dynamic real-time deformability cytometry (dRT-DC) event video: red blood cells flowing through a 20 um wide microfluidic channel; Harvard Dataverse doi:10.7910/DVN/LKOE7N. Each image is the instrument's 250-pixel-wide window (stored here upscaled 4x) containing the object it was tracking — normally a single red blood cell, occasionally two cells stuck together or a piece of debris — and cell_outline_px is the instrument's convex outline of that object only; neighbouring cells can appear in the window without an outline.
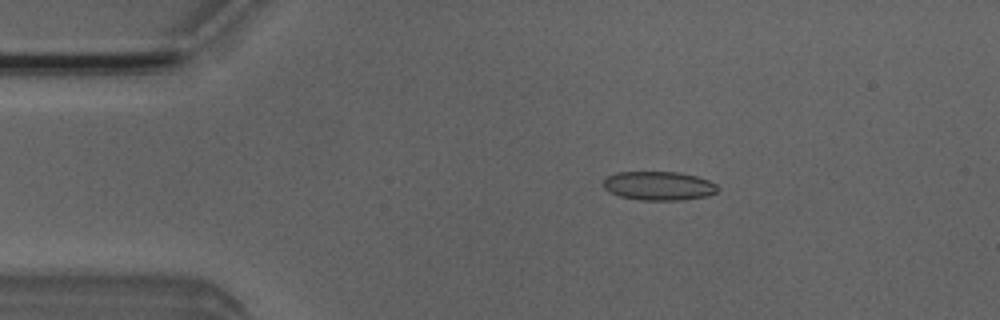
{"species": "Egyptian fruit bat (a non-hibernating species)", "species_latin": "Rousettus aegyptiacus", "temperature_condition": "room temperature", "stored_images_in_passage": 47, "camera_frame_rate_fps": 3000, "um_per_image_px": 0.085, "animal": {"sex": "male"}, "frame": {"image": 1, "passage_image": 9, "time_ms": 2.667, "image_size_px": [1000, 320], "cell_outline_px": [[720, 188], [716, 192], [708, 196], [684, 200], [640, 200], [620, 196], [604, 188], [604, 176], [616, 172], [680, 172], [696, 176], [708, 180], [716, 184]], "centroid_in_image_um": [56.01, 15.79], "position_along_channel_um": 29.0, "area_um2": 19.36}}
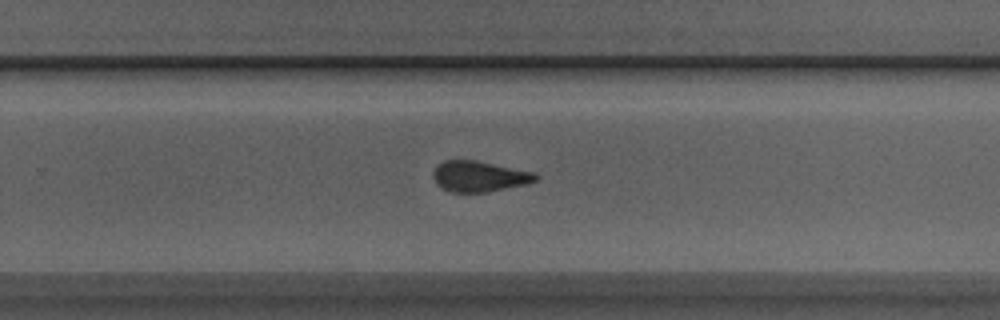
{"frame": {"image": 2, "passage_image": 32, "time_ms": 10.333, "image_size_px": [1000, 320], "cell_outline_px": [[540, 176], [536, 180], [524, 184], [484, 192], [452, 192], [440, 188], [436, 184], [432, 176], [432, 172], [436, 164], [444, 160], [476, 160], [532, 172]], "centroid_in_image_um": [40.64, 14.98], "position_along_channel_um": 289.2, "area_um2": 18.26}}
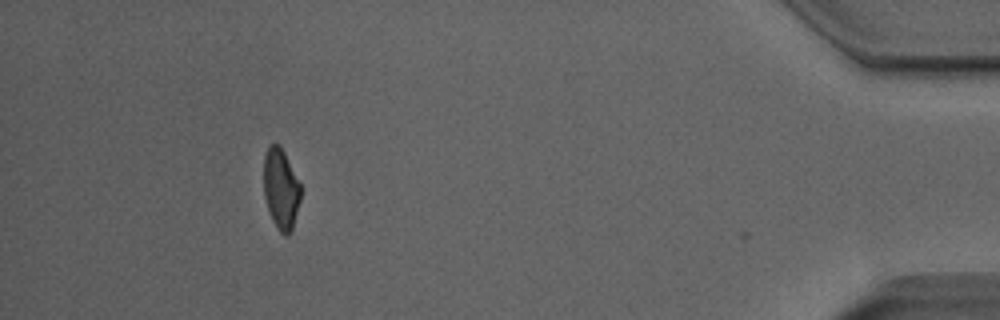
{"frame": {"image": 3, "passage_image": 46, "time_ms": 15.0, "image_size_px": [1000, 320], "cell_outline_px": [[300, 200], [292, 228], [288, 236], [284, 236], [276, 228], [268, 212], [264, 196], [264, 156], [268, 144], [280, 144], [300, 184]], "centroid_in_image_um": [23.85, 16.06], "position_along_channel_um": 411.3, "area_um2": 17.4}, "authors_computed_cell_mechanics": {"area_um2": 19.0162, "velocity_mm_per_s": 4.0411, "shape_relaxation_time_tau1_ms": null, "shape_relaxation_time_tau2_ms": 1.5032, "deformation_change_tau1": null, "deformation_change_tau2": 0.0881}}